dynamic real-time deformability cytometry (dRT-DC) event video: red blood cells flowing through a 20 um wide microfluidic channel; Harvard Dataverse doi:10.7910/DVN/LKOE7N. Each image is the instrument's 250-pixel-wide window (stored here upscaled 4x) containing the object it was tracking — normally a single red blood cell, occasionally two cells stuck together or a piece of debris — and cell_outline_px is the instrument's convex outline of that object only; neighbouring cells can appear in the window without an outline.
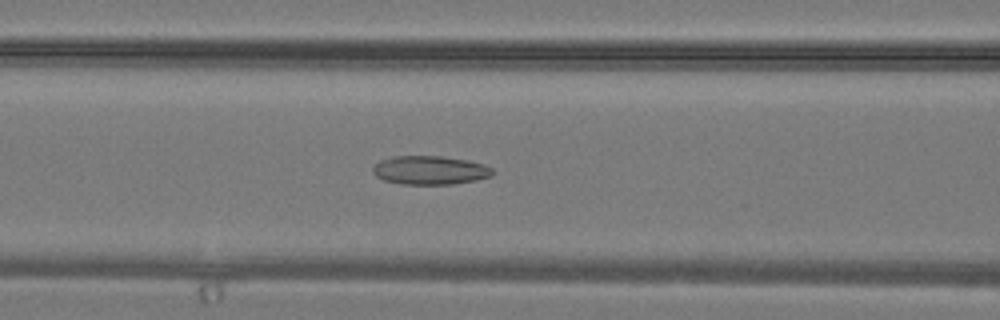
{"species": "common noctule bat (a hibernating species)", "species_latin": "Nyctalus noctula", "temperature_condition": "warm", "stored_images_in_passage": 31, "camera_frame_rate_fps": 3000, "um_per_image_px": 0.085, "animal": {"sex": "male", "body_mass_g": 19.2, "forearm_length_mm": 51.8}, "frame": {"image": 1, "passage_image": 13, "time_ms": 4.0, "image_size_px": [1000, 320], "cell_outline_px": [[496, 172], [492, 176], [476, 180], [452, 184], [400, 184], [384, 180], [376, 176], [372, 172], [372, 168], [380, 160], [396, 156], [440, 156], [468, 160], [484, 164], [492, 168]], "centroid_in_image_um": [36.57, 14.47], "position_along_channel_um": 130.0, "area_um2": 20.11}}
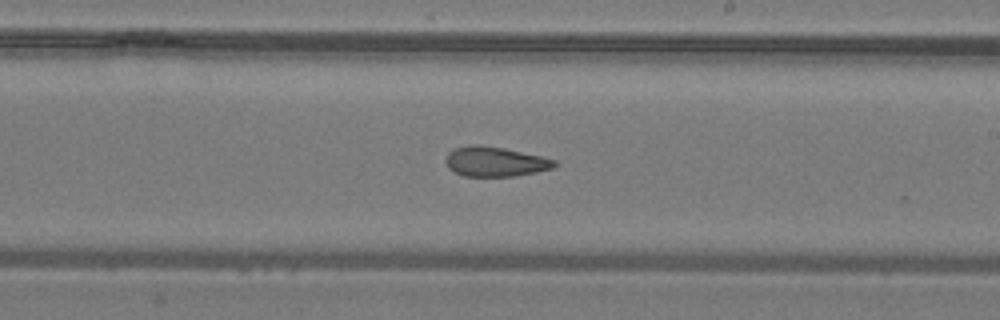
{"frame": {"image": 2, "passage_image": 19, "time_ms": 6.0, "image_size_px": [1000, 320], "cell_outline_px": [[556, 164], [552, 168], [536, 172], [516, 176], [464, 176], [448, 168], [444, 160], [448, 152], [456, 148], [472, 144], [476, 144], [504, 148], [540, 156], [556, 160]], "centroid_in_image_um": [42.05, 13.74], "position_along_channel_um": 246.9, "area_um2": 18.79}}
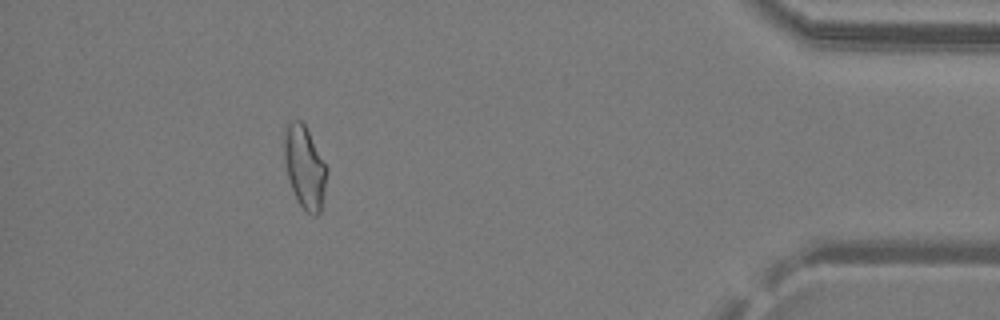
{"frame": {"image": 3, "passage_image": 30, "time_ms": 9.667, "image_size_px": [1000, 320], "cell_outline_px": [[328, 172], [320, 212], [316, 216], [312, 216], [296, 200], [288, 176], [284, 156], [284, 128], [288, 120], [300, 120], [304, 124], [328, 168]], "centroid_in_image_um": [25.89, 14.18], "position_along_channel_um": 409.3, "area_um2": 20.4}}